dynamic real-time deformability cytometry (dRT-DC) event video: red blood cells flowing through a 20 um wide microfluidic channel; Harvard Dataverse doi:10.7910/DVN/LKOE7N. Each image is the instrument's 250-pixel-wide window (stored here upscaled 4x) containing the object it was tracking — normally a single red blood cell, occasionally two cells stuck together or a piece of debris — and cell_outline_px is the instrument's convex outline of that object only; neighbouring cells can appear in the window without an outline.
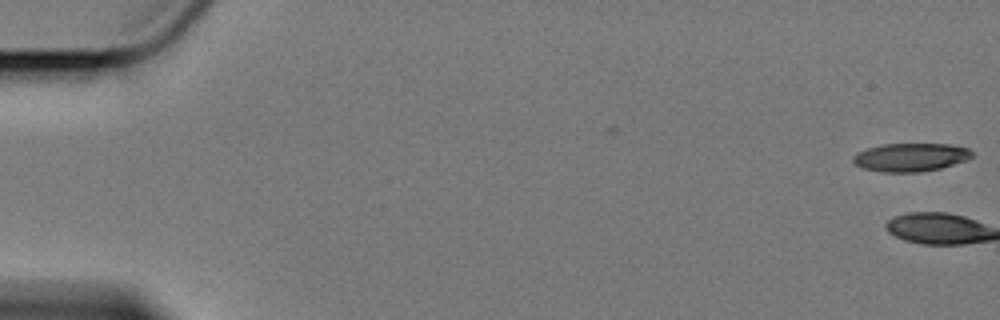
{"species": "Egyptian fruit bat (a non-hibernating species)", "species_latin": "Rousettus aegyptiacus", "temperature_condition": "cold", "stored_images_in_passage": 12, "camera_frame_rate_fps": 3000, "um_per_image_px": 0.085, "animal": {"sex": "female"}, "frame": {"image": 1, "passage_image": 1, "time_ms": 0.0, "image_size_px": [1000, 320], "cell_outline_px": [[972, 156], [968, 160], [940, 168], [920, 172], [884, 172], [864, 168], [856, 164], [852, 160], [852, 156], [856, 152], [868, 148], [884, 144], [948, 144], [968, 148], [972, 152]], "centroid_in_image_um": [77.4, 13.36], "position_along_channel_um": 7.6, "area_um2": 19.54}}
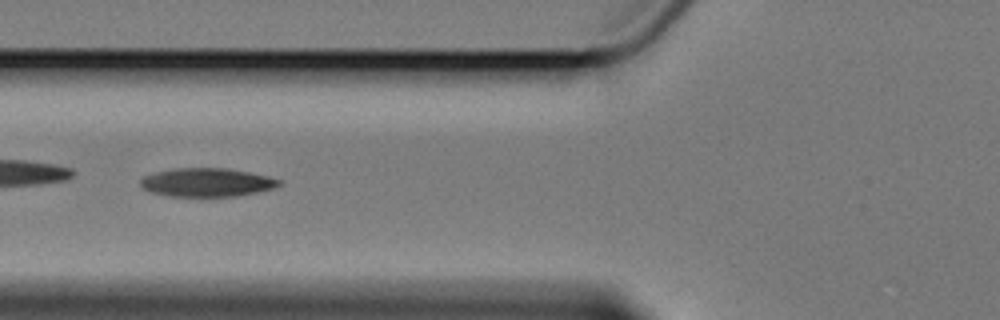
{"frame": {"image": 2, "passage_image": 7, "time_ms": 8.0, "image_size_px": [1000, 320], "cell_outline_px": [[280, 184], [272, 188], [256, 192], [236, 196], [168, 196], [152, 192], [144, 188], [140, 184], [140, 180], [144, 176], [156, 172], [172, 168], [228, 168], [268, 176], [280, 180]], "centroid_in_image_um": [17.56, 15.49], "position_along_channel_um": 108.2, "area_um2": 22.83}}
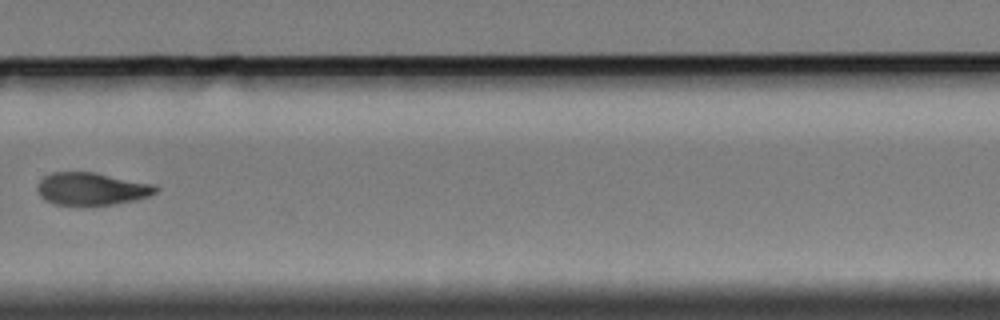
{"frame": {"image": 3, "passage_image": 12, "time_ms": 14.333, "image_size_px": [1000, 320], "cell_outline_px": [[160, 188], [156, 192], [148, 196], [132, 200], [112, 204], [88, 208], [80, 208], [52, 204], [44, 200], [40, 196], [36, 188], [40, 180], [44, 176], [52, 172], [92, 172], [156, 184]], "centroid_in_image_um": [7.74, 16.09], "position_along_channel_um": 322.1, "area_um2": 23.24}}